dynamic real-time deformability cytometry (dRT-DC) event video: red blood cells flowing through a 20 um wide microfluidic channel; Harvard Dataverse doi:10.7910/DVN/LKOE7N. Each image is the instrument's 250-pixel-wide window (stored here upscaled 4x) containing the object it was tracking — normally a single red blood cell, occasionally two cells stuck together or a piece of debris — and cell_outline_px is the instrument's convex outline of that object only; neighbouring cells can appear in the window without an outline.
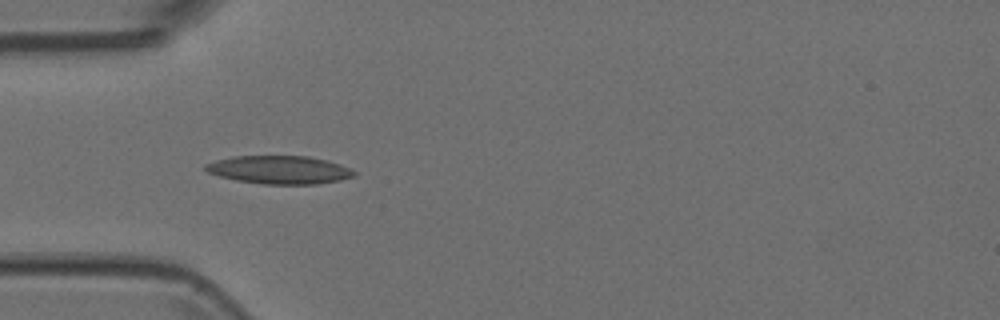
{"species": "Egyptian fruit bat (a non-hibernating species)", "species_latin": "Rousettus aegyptiacus", "temperature_condition": "room temperature", "stored_images_in_passage": 12, "camera_frame_rate_fps": 3000, "um_per_image_px": 0.085, "animal": {"sex": "female"}, "frame": {"image": 1, "passage_image": 2, "time_ms": 0.333, "image_size_px": [1000, 320], "cell_outline_px": [[356, 176], [340, 180], [316, 184], [264, 184], [236, 180], [220, 176], [208, 172], [204, 168], [204, 164], [216, 160], [232, 156], [308, 156], [340, 164], [352, 168], [356, 172]], "centroid_in_image_um": [23.76, 14.43], "position_along_channel_um": 61.2, "area_um2": 24.39}}
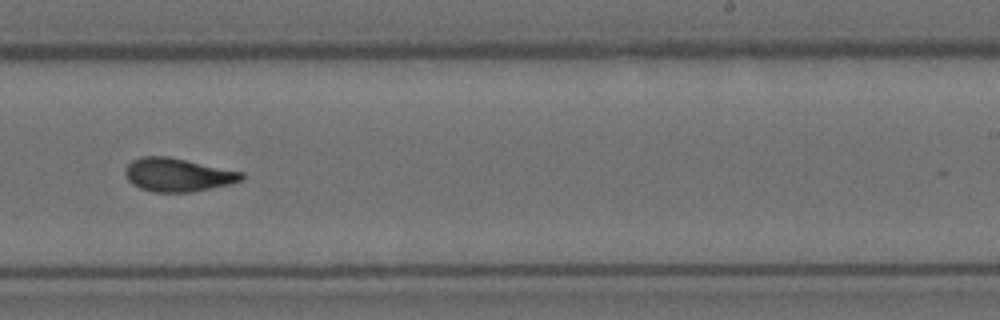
{"frame": {"image": 2, "passage_image": 7, "time_ms": 2.0, "image_size_px": [1000, 320], "cell_outline_px": [[244, 180], [232, 184], [192, 192], [152, 192], [140, 188], [132, 184], [128, 180], [124, 172], [124, 168], [132, 160], [140, 156], [168, 156], [244, 172]], "centroid_in_image_um": [15.12, 14.86], "position_along_channel_um": 273.9, "area_um2": 22.95}}
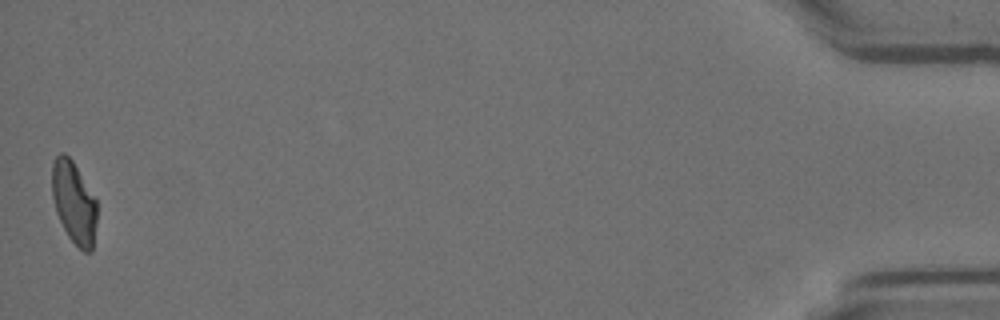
{"frame": {"image": 3, "passage_image": 12, "time_ms": 3.667, "image_size_px": [1000, 320], "cell_outline_px": [[96, 224], [92, 252], [84, 252], [68, 236], [56, 212], [52, 196], [52, 164], [56, 156], [60, 152], [64, 152], [72, 160], [96, 200]], "centroid_in_image_um": [6.27, 17.2], "position_along_channel_um": 428.9, "area_um2": 21.27}}